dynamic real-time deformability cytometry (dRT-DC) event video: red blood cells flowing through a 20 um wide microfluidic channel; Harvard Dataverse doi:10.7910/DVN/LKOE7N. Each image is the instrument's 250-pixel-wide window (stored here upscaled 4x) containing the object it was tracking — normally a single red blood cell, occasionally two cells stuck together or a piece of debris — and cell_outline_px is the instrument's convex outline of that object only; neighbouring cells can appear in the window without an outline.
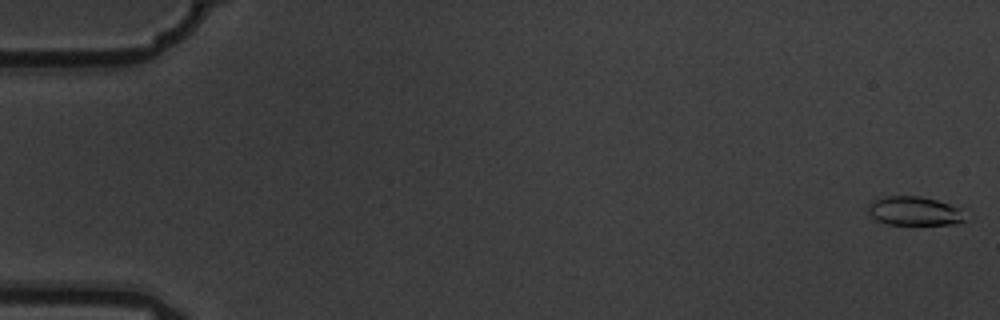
{"species": "common noctule bat (a hibernating species)", "species_latin": "Nyctalus noctula", "temperature_condition": "warm", "stored_images_in_passage": 6, "camera_frame_rate_fps": 3000, "um_per_image_px": 0.085, "animal": {"sex": "male", "body_mass_g": 19.5, "forearm_length_mm": 54.6}, "frame": {"image": 1, "passage_image": 1, "time_ms": 0.0, "image_size_px": [1000, 320], "cell_outline_px": [[972, 216], [956, 224], [888, 224], [876, 220], [868, 212], [868, 208], [872, 200], [888, 196], [920, 196], [936, 200], [960, 208]], "centroid_in_image_um": [77.79, 17.94], "position_along_channel_um": 7.2, "area_um2": 16.47}}
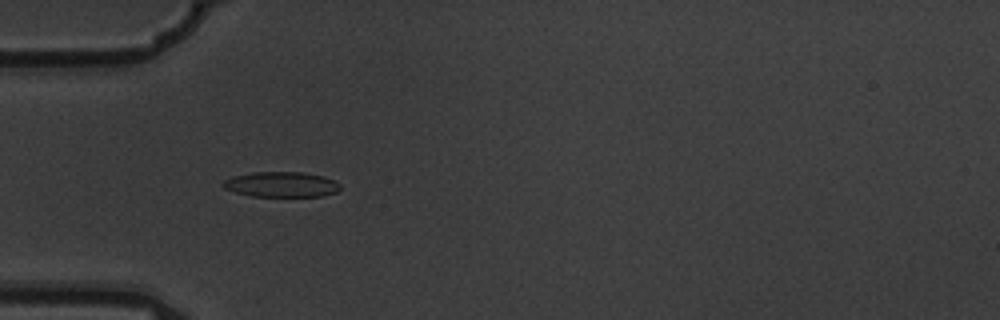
{"frame": {"image": 2, "passage_image": 5, "time_ms": 1.333, "image_size_px": [1000, 320], "cell_outline_px": [[340, 188], [336, 192], [324, 196], [252, 196], [236, 192], [224, 188], [220, 184], [224, 180], [232, 176], [252, 172], [304, 172], [324, 176], [336, 180], [340, 184]], "centroid_in_image_um": [23.93, 15.67], "position_along_channel_um": 61.1, "area_um2": 17.4}}
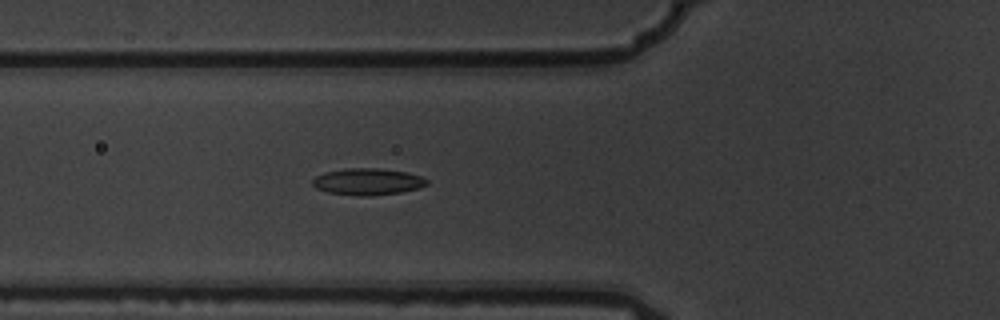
{"frame": {"image": 3, "passage_image": 6, "time_ms": 1.667, "image_size_px": [1000, 320], "cell_outline_px": [[428, 184], [420, 188], [400, 192], [372, 196], [356, 196], [328, 192], [316, 188], [312, 184], [312, 180], [316, 176], [324, 172], [344, 168], [380, 168], [408, 172], [420, 176], [428, 180]], "centroid_in_image_um": [31.25, 15.44], "position_along_channel_um": 94.5, "area_um2": 17.98}}